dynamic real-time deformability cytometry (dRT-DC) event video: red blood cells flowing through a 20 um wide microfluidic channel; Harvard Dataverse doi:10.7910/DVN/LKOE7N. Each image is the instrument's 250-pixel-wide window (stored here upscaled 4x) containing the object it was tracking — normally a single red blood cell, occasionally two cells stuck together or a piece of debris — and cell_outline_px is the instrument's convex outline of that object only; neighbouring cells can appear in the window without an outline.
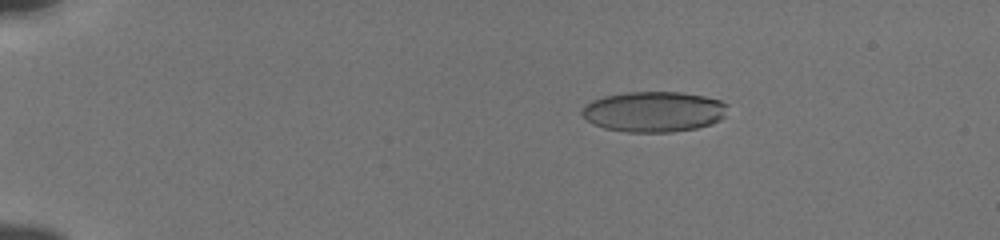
{"species": "human", "species_latin": "Homo sapiens", "temperature_condition": "cold", "stored_images_in_passage": 56, "camera_frame_rate_fps": 3000, "um_per_image_px": 0.085, "donor": {"sex": "male"}, "frame": {"image": 1, "passage_image": 12, "time_ms": 3.667, "image_size_px": [1000, 240], "cell_outline_px": [[728, 104], [724, 116], [720, 120], [712, 124], [696, 128], [672, 132], [624, 132], [604, 128], [588, 120], [580, 112], [580, 108], [584, 104], [592, 100], [604, 96], [628, 92], [680, 92], [704, 96], [720, 100]], "centroid_in_image_um": [55.57, 9.49], "position_along_channel_um": 29.4, "area_um2": 34.51}}
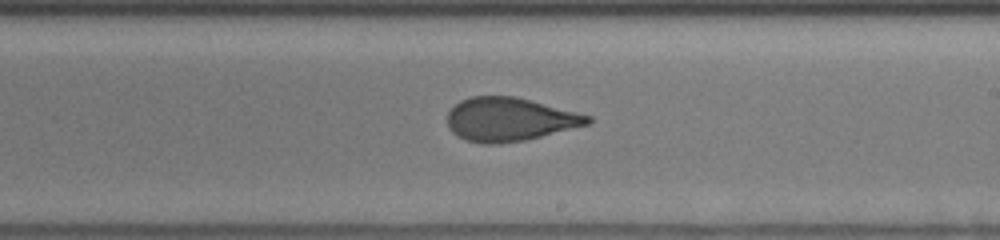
{"frame": {"image": 2, "passage_image": 36, "time_ms": 11.667, "image_size_px": [1000, 240], "cell_outline_px": [[592, 120], [588, 124], [524, 140], [500, 144], [480, 144], [464, 140], [456, 136], [448, 128], [448, 112], [460, 100], [472, 96], [516, 96], [592, 116]], "centroid_in_image_um": [43.27, 10.15], "position_along_channel_um": 245.7, "area_um2": 35.6}}
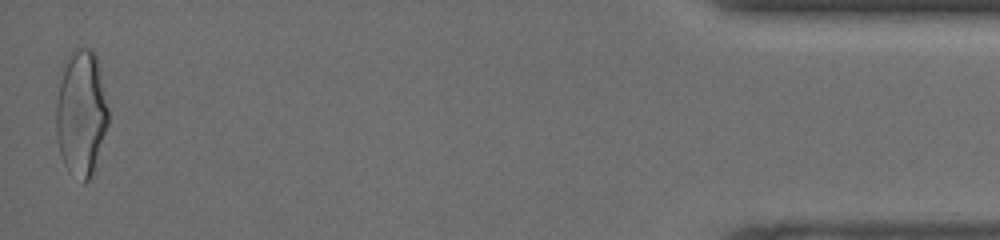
{"frame": {"image": 3, "passage_image": 56, "time_ms": 18.333, "image_size_px": [1000, 240], "cell_outline_px": [[108, 124], [92, 172], [88, 180], [84, 184], [68, 172], [64, 164], [60, 152], [56, 136], [56, 104], [64, 64], [68, 52], [72, 48], [92, 48], [96, 56], [108, 108]], "centroid_in_image_um": [6.88, 9.61], "position_along_channel_um": 428.3, "area_um2": 38.09}, "authors_computed_cell_mechanics": {"area_um2": 35.6337, "velocity_mm_per_s": 3.857, "shape_relaxation_time_tau1_ms": 4.9759, "shape_relaxation_time_tau2_ms": 0.8325, "deformation_change_tau1": 0.1786, "deformation_change_tau2": 0.0742}}